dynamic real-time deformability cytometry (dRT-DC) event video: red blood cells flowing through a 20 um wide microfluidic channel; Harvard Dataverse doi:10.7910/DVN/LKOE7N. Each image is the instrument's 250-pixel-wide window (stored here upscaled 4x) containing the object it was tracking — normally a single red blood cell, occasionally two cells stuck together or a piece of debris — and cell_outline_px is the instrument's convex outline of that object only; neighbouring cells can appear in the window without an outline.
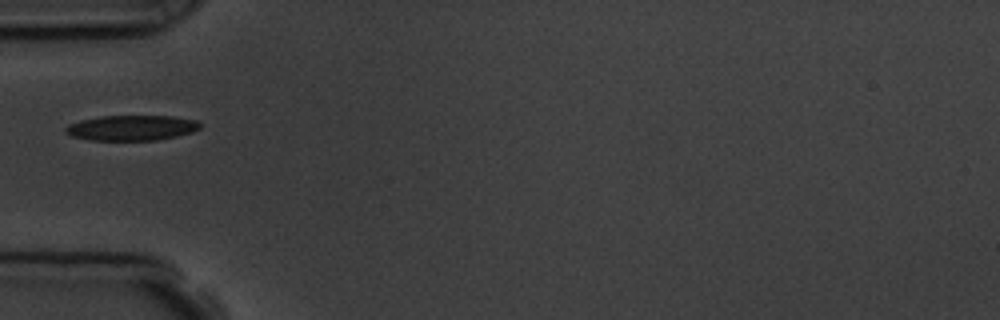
{"species": "common noctule bat (a hibernating species)", "species_latin": "Nyctalus noctula", "temperature_condition": "room temperature", "stored_images_in_passage": 7, "camera_frame_rate_fps": 3000, "um_per_image_px": 0.085, "animal": {"sex": "male", "body_mass_g": 19.5, "forearm_length_mm": 54.6}, "frame": {"image": 1, "passage_image": 6, "time_ms": 5.667, "image_size_px": [1000, 320], "cell_outline_px": [[200, 128], [192, 132], [176, 136], [156, 140], [88, 140], [72, 136], [64, 132], [64, 128], [68, 124], [80, 120], [100, 116], [172, 116], [196, 120], [200, 124]], "centroid_in_image_um": [11.14, 10.86], "position_along_channel_um": 73.9, "area_um2": 19.83}}
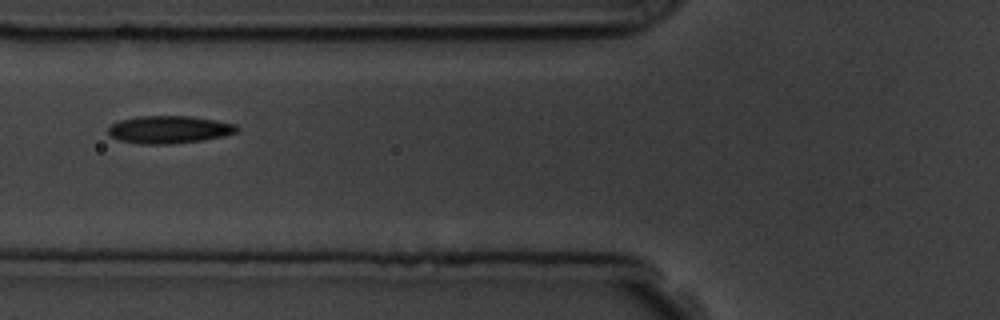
{"frame": {"image": 2, "passage_image": 7, "time_ms": 6.667, "image_size_px": [1000, 320], "cell_outline_px": [[240, 128], [236, 132], [224, 136], [204, 140], [168, 144], [140, 144], [120, 140], [112, 136], [108, 132], [108, 128], [112, 124], [120, 120], [136, 116], [192, 116], [216, 120], [236, 124]], "centroid_in_image_um": [14.41, 11.01], "position_along_channel_um": 111.4, "area_um2": 20.75}}